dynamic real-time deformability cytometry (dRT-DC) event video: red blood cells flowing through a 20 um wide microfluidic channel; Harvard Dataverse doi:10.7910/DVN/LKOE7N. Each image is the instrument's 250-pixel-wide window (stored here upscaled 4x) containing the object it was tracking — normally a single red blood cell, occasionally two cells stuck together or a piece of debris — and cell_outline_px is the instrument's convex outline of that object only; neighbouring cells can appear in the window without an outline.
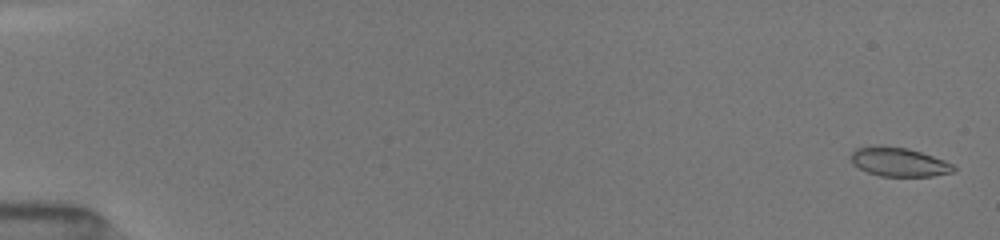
{"species": "common noctule bat (a hibernating species)", "species_latin": "Nyctalus noctula", "temperature_condition": "room temperature", "stored_images_in_passage": 14, "camera_frame_rate_fps": 3000, "um_per_image_px": 0.085, "animal": {"sex": "female", "body_mass_g": 19.5, "forearm_length_mm": 54.1}, "frame": {"image": 1, "passage_image": 3, "time_ms": 0.333, "image_size_px": [1000, 240], "cell_outline_px": [[956, 168], [952, 172], [932, 176], [880, 176], [868, 172], [852, 164], [848, 156], [856, 148], [908, 148], [944, 160], [952, 164]], "centroid_in_image_um": [76.41, 13.81], "position_along_channel_um": 8.6, "area_um2": 16.7}}
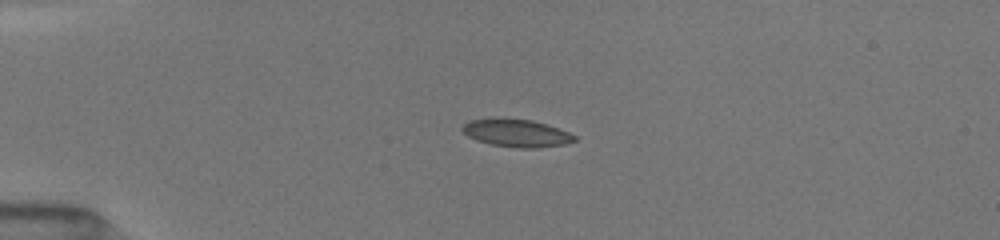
{"frame": {"image": 2, "passage_image": 10, "time_ms": 4.333, "image_size_px": [1000, 240], "cell_outline_px": [[576, 140], [564, 144], [536, 148], [516, 148], [492, 144], [476, 140], [468, 136], [460, 128], [468, 120], [488, 116], [496, 116], [532, 120], [568, 132], [576, 136]], "centroid_in_image_um": [43.81, 11.27], "position_along_channel_um": 41.2, "area_um2": 18.44}}
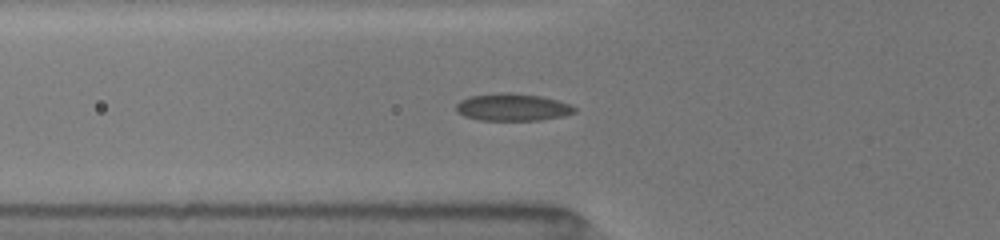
{"frame": {"image": 3, "passage_image": 13, "time_ms": 6.333, "image_size_px": [1000, 240], "cell_outline_px": [[576, 112], [564, 116], [540, 120], [480, 120], [464, 116], [456, 112], [456, 104], [460, 100], [468, 96], [500, 92], [508, 92], [540, 96], [556, 100], [568, 104], [576, 108]], "centroid_in_image_um": [43.53, 9.11], "position_along_channel_um": 82.3, "area_um2": 18.9}}